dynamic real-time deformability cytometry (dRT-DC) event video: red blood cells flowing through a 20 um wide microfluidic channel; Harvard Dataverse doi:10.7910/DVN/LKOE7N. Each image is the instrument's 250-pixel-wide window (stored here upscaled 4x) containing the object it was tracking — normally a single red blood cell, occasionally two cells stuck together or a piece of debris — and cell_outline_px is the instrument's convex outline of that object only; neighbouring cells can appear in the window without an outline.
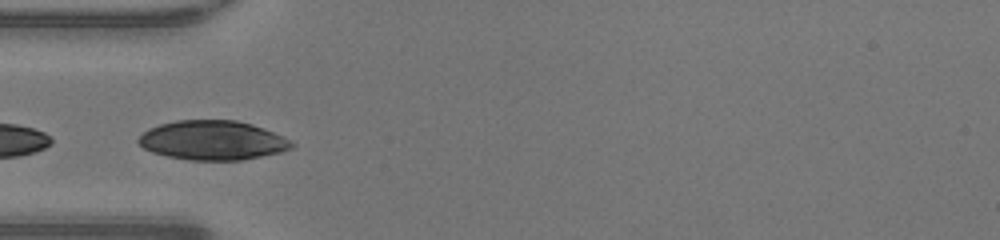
{"species": "human", "species_latin": "Homo sapiens", "temperature_condition": "warm", "stored_images_in_passage": 40, "camera_frame_rate_fps": 3000, "um_per_image_px": 0.085, "donor": {"sex": "male"}, "frame": {"image": 1, "passage_image": 10, "time_ms": 3.0, "image_size_px": [1000, 240], "cell_outline_px": [[296, 144], [292, 148], [280, 152], [240, 160], [188, 160], [168, 156], [152, 152], [144, 148], [136, 140], [148, 128], [160, 124], [176, 120], [236, 120], [252, 124], [272, 132]], "centroid_in_image_um": [18.04, 11.92], "position_along_channel_um": 67.0, "area_um2": 34.85}, "authors_computed_cell_mechanics": {"area_um2": 34.9112, "velocity_mm_per_s": 4.3016, "shape_relaxation_time_tau1_ms": 4.0077, "shape_relaxation_time_tau2_ms": null, "deformation_change_tau1": 0.0807, "deformation_change_tau2": null}}